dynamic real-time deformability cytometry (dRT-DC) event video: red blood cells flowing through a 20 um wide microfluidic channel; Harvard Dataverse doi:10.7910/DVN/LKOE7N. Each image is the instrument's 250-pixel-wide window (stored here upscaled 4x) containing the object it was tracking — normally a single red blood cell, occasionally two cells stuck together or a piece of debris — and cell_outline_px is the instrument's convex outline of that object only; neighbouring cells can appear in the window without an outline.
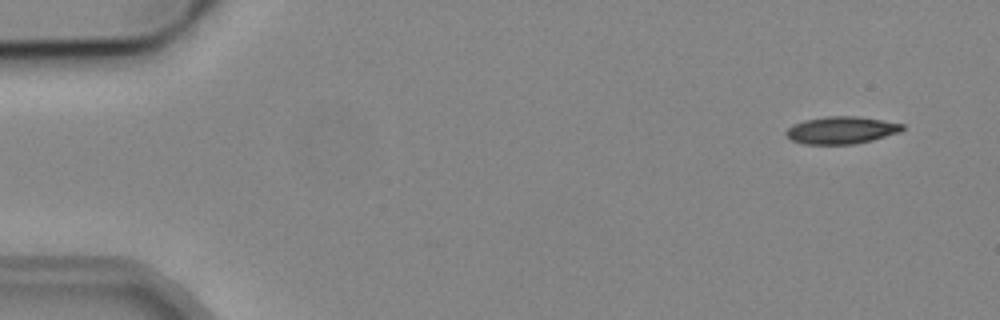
{"species": "common noctule bat (a hibernating species)", "species_latin": "Nyctalus noctula", "temperature_condition": "cold", "stored_images_in_passage": 51, "camera_frame_rate_fps": 3000, "um_per_image_px": 0.085, "animal": {"sex": "male", "body_mass_g": 19.2, "forearm_length_mm": 51.8}, "frame": {"image": 1, "passage_image": 3, "time_ms": 0.667, "image_size_px": [1000, 320], "cell_outline_px": [[904, 128], [900, 132], [872, 140], [856, 144], [804, 144], [792, 140], [784, 132], [788, 128], [804, 120], [828, 116], [856, 116], [904, 124]], "centroid_in_image_um": [71.52, 11.07], "position_along_channel_um": 13.5, "area_um2": 18.32}}
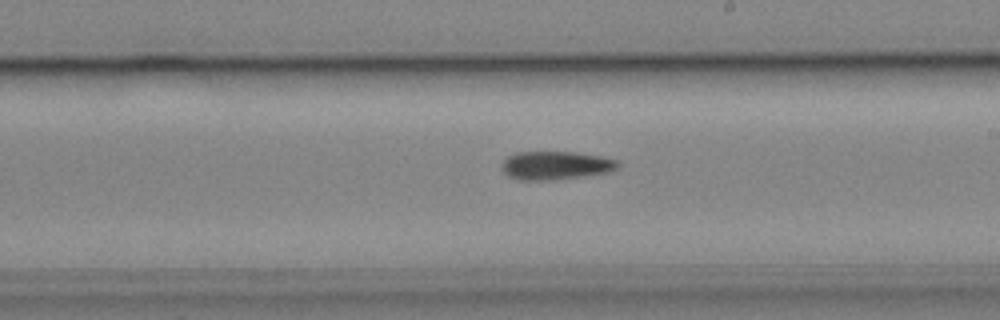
{"frame": {"image": 2, "passage_image": 30, "time_ms": 9.667, "image_size_px": [1000, 320], "cell_outline_px": [[620, 168], [608, 172], [584, 176], [556, 180], [516, 180], [508, 176], [500, 168], [500, 164], [508, 156], [516, 152], [576, 152], [604, 156], [620, 160]], "centroid_in_image_um": [47.26, 14.06], "position_along_channel_um": 241.7, "area_um2": 19.71}}
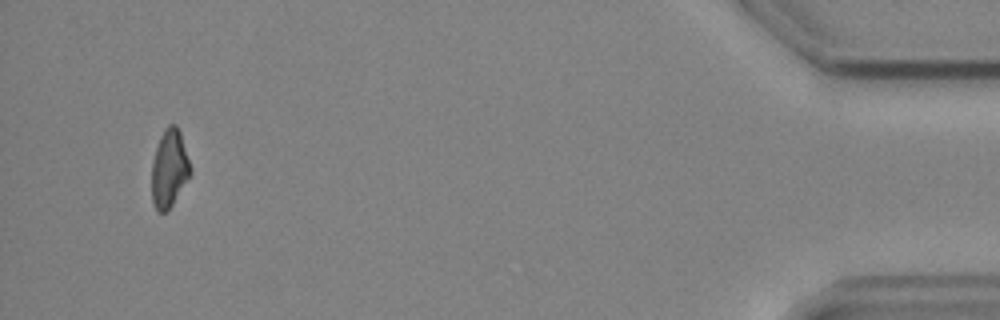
{"frame": {"image": 3, "passage_image": 50, "time_ms": 16.333, "image_size_px": [1000, 320], "cell_outline_px": [[192, 172], [172, 204], [164, 212], [156, 212], [152, 200], [152, 164], [156, 148], [160, 136], [164, 128], [168, 124], [176, 124], [180, 132], [192, 168]], "centroid_in_image_um": [14.39, 14.3], "position_along_channel_um": 420.8, "area_um2": 17.46}}